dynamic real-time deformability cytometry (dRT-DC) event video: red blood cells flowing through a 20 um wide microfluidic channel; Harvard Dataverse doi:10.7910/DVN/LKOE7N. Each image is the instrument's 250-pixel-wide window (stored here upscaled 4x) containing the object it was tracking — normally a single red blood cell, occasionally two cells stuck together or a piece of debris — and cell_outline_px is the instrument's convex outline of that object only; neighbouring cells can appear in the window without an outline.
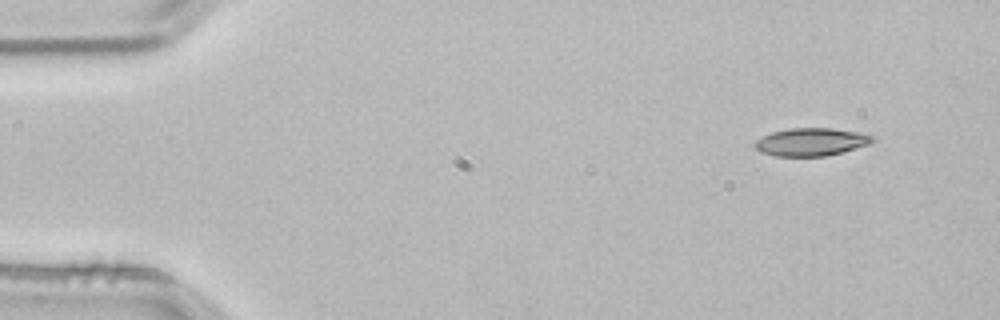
{"species": "common noctule bat (a hibernating species)", "species_latin": "Nyctalus noctula", "temperature_condition": "room temperature", "stored_images_in_passage": 3, "camera_frame_rate_fps": 3000, "um_per_image_px": 0.085, "animal": {"sex": "male", "body_mass_g": 21.5, "forearm_length_mm": 52.0}, "frame": {"image": 1, "passage_image": 1, "time_ms": 0.0, "image_size_px": [1000, 320], "cell_outline_px": [[876, 140], [872, 144], [824, 156], [776, 156], [760, 152], [752, 144], [756, 140], [772, 132], [788, 128], [832, 128], [860, 132], [872, 136]], "centroid_in_image_um": [68.96, 12.06], "position_along_channel_um": 16.0, "area_um2": 19.13}}
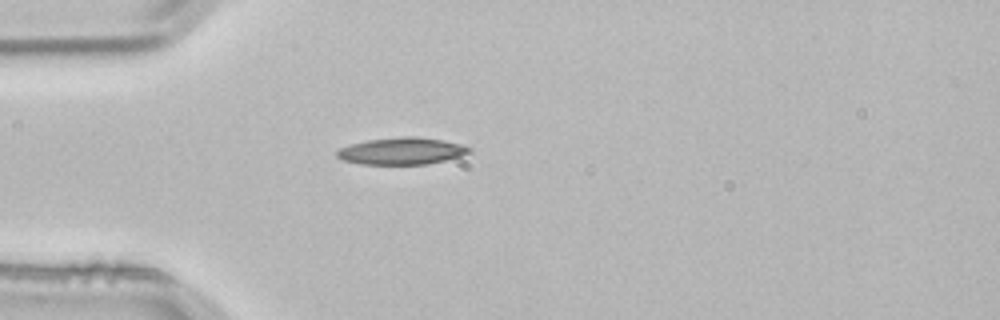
{"frame": {"image": 2, "passage_image": 3, "time_ms": 0.667, "image_size_px": [1000, 320], "cell_outline_px": [[472, 152], [460, 156], [428, 164], [360, 164], [340, 160], [336, 156], [336, 152], [340, 148], [352, 144], [368, 140], [404, 136], [416, 136], [444, 140], [460, 144], [472, 148]], "centroid_in_image_um": [34.15, 12.84], "position_along_channel_um": 50.9, "area_um2": 20.81}}